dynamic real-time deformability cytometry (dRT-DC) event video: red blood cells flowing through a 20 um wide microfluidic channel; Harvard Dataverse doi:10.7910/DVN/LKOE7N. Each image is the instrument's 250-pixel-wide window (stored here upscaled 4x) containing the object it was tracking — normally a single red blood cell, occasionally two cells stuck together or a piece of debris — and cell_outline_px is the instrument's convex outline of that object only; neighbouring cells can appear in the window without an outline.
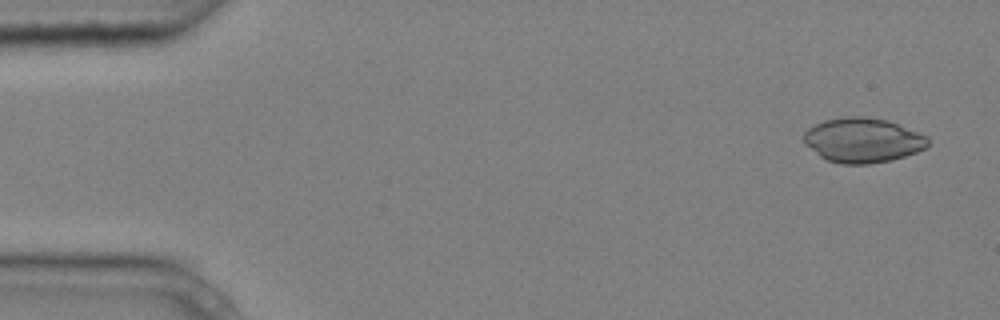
{"species": "common noctule bat (a hibernating species)", "species_latin": "Nyctalus noctula", "temperature_condition": "cold", "stored_images_in_passage": 6, "segment_of_instrument_passage": [2, 2], "camera_frame_rate_fps": 3000, "um_per_image_px": 0.085, "animal": {"sex": "male", "body_mass_g": 20.4}, "frame": {"image": 1, "passage_image": 6, "time_ms": 1.667, "image_size_px": [1000, 320], "cell_outline_px": [[928, 144], [924, 148], [916, 152], [892, 160], [868, 164], [840, 164], [828, 160], [820, 156], [804, 144], [804, 132], [808, 128], [824, 120], [848, 116], [864, 116], [884, 120], [896, 124], [928, 136]], "centroid_in_image_um": [73.3, 11.92], "position_along_channel_um": 11.7, "area_um2": 32.08}}